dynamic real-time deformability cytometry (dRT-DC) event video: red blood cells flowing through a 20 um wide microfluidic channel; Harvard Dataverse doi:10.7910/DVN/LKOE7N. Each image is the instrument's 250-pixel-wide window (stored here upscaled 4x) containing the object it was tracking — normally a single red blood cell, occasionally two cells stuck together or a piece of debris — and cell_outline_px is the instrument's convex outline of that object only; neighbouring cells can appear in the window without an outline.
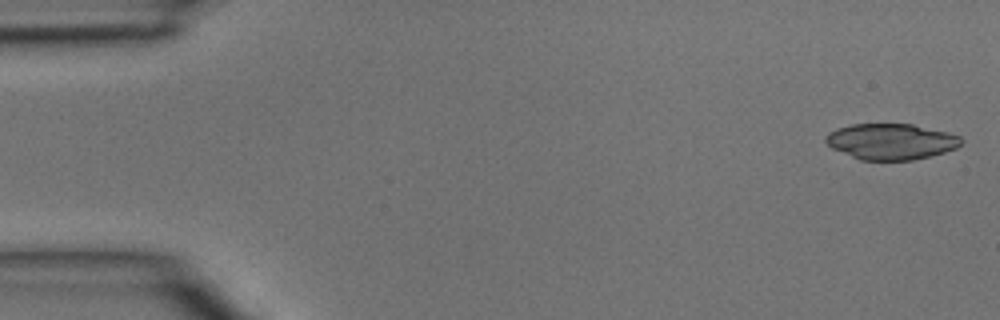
{"species": "common noctule bat (a hibernating species)", "species_latin": "Nyctalus noctula", "temperature_condition": "room temperature", "stored_images_in_passage": 5, "segment_of_instrument_passage": [2, 2], "camera_frame_rate_fps": 3000, "um_per_image_px": 0.085, "animal": {"sex": "male", "body_mass_g": 15.6}, "frame": {"image": 1, "passage_image": 5, "time_ms": 1.333, "image_size_px": [1000, 320], "cell_outline_px": [[964, 140], [956, 148], [944, 152], [912, 160], [860, 160], [832, 148], [824, 140], [824, 136], [828, 132], [836, 128], [852, 124], [912, 124], [948, 132], [960, 136]], "centroid_in_image_um": [75.72, 12.02], "position_along_channel_um": 9.3, "area_um2": 28.38}}